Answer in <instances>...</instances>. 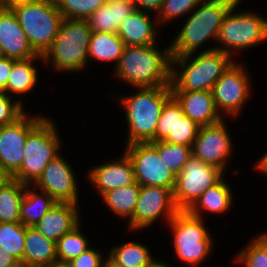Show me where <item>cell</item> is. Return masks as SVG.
<instances>
[{
  "label": "cell",
  "mask_w": 267,
  "mask_h": 267,
  "mask_svg": "<svg viewBox=\"0 0 267 267\" xmlns=\"http://www.w3.org/2000/svg\"><path fill=\"white\" fill-rule=\"evenodd\" d=\"M24 0H0V8H11L17 3H21Z\"/></svg>",
  "instance_id": "f6af8a7d"
},
{
  "label": "cell",
  "mask_w": 267,
  "mask_h": 267,
  "mask_svg": "<svg viewBox=\"0 0 267 267\" xmlns=\"http://www.w3.org/2000/svg\"><path fill=\"white\" fill-rule=\"evenodd\" d=\"M12 97L0 92V127L16 122L26 113L23 103L15 101Z\"/></svg>",
  "instance_id": "f35d334b"
},
{
  "label": "cell",
  "mask_w": 267,
  "mask_h": 267,
  "mask_svg": "<svg viewBox=\"0 0 267 267\" xmlns=\"http://www.w3.org/2000/svg\"><path fill=\"white\" fill-rule=\"evenodd\" d=\"M104 260L103 267H124L114 262L109 256Z\"/></svg>",
  "instance_id": "7dc6e473"
},
{
  "label": "cell",
  "mask_w": 267,
  "mask_h": 267,
  "mask_svg": "<svg viewBox=\"0 0 267 267\" xmlns=\"http://www.w3.org/2000/svg\"><path fill=\"white\" fill-rule=\"evenodd\" d=\"M179 211L174 202L172 189L141 186L133 217L128 220L129 230L138 231L151 227L162 216L169 223Z\"/></svg>",
  "instance_id": "4fadbf2b"
},
{
  "label": "cell",
  "mask_w": 267,
  "mask_h": 267,
  "mask_svg": "<svg viewBox=\"0 0 267 267\" xmlns=\"http://www.w3.org/2000/svg\"><path fill=\"white\" fill-rule=\"evenodd\" d=\"M78 204L56 202L53 207L33 226L46 238L57 242L80 224Z\"/></svg>",
  "instance_id": "d6986e66"
},
{
  "label": "cell",
  "mask_w": 267,
  "mask_h": 267,
  "mask_svg": "<svg viewBox=\"0 0 267 267\" xmlns=\"http://www.w3.org/2000/svg\"><path fill=\"white\" fill-rule=\"evenodd\" d=\"M141 185L136 181L106 192L102 199L107 207L121 218L130 220L133 217Z\"/></svg>",
  "instance_id": "83f0119b"
},
{
  "label": "cell",
  "mask_w": 267,
  "mask_h": 267,
  "mask_svg": "<svg viewBox=\"0 0 267 267\" xmlns=\"http://www.w3.org/2000/svg\"><path fill=\"white\" fill-rule=\"evenodd\" d=\"M61 141L52 120L46 117L28 134L20 169L11 177L32 185L59 153Z\"/></svg>",
  "instance_id": "52a82bcc"
},
{
  "label": "cell",
  "mask_w": 267,
  "mask_h": 267,
  "mask_svg": "<svg viewBox=\"0 0 267 267\" xmlns=\"http://www.w3.org/2000/svg\"><path fill=\"white\" fill-rule=\"evenodd\" d=\"M46 116L25 113L16 122L0 127V164L10 178L20 169L28 134Z\"/></svg>",
  "instance_id": "5bb4252c"
},
{
  "label": "cell",
  "mask_w": 267,
  "mask_h": 267,
  "mask_svg": "<svg viewBox=\"0 0 267 267\" xmlns=\"http://www.w3.org/2000/svg\"><path fill=\"white\" fill-rule=\"evenodd\" d=\"M151 267H170V265H168L166 262L164 263L162 260H158Z\"/></svg>",
  "instance_id": "681fc988"
},
{
  "label": "cell",
  "mask_w": 267,
  "mask_h": 267,
  "mask_svg": "<svg viewBox=\"0 0 267 267\" xmlns=\"http://www.w3.org/2000/svg\"><path fill=\"white\" fill-rule=\"evenodd\" d=\"M15 59L4 57L0 59V92L6 89Z\"/></svg>",
  "instance_id": "60d3db41"
},
{
  "label": "cell",
  "mask_w": 267,
  "mask_h": 267,
  "mask_svg": "<svg viewBox=\"0 0 267 267\" xmlns=\"http://www.w3.org/2000/svg\"><path fill=\"white\" fill-rule=\"evenodd\" d=\"M164 0H133L136 9L149 12H158Z\"/></svg>",
  "instance_id": "b9f144b4"
},
{
  "label": "cell",
  "mask_w": 267,
  "mask_h": 267,
  "mask_svg": "<svg viewBox=\"0 0 267 267\" xmlns=\"http://www.w3.org/2000/svg\"><path fill=\"white\" fill-rule=\"evenodd\" d=\"M4 57H5V55H4V52H3L2 47L0 45V59L4 58Z\"/></svg>",
  "instance_id": "f907efd6"
},
{
  "label": "cell",
  "mask_w": 267,
  "mask_h": 267,
  "mask_svg": "<svg viewBox=\"0 0 267 267\" xmlns=\"http://www.w3.org/2000/svg\"><path fill=\"white\" fill-rule=\"evenodd\" d=\"M223 176V170L192 155L176 176L173 190L175 205L179 210H188L206 189L218 183Z\"/></svg>",
  "instance_id": "30bf717a"
},
{
  "label": "cell",
  "mask_w": 267,
  "mask_h": 267,
  "mask_svg": "<svg viewBox=\"0 0 267 267\" xmlns=\"http://www.w3.org/2000/svg\"><path fill=\"white\" fill-rule=\"evenodd\" d=\"M124 47L125 44L117 33L94 32L89 43L88 60L94 58L101 62L114 61L116 68Z\"/></svg>",
  "instance_id": "4316f807"
},
{
  "label": "cell",
  "mask_w": 267,
  "mask_h": 267,
  "mask_svg": "<svg viewBox=\"0 0 267 267\" xmlns=\"http://www.w3.org/2000/svg\"><path fill=\"white\" fill-rule=\"evenodd\" d=\"M150 250L139 242H127L112 247L108 256L124 267H151L156 261Z\"/></svg>",
  "instance_id": "f546056e"
},
{
  "label": "cell",
  "mask_w": 267,
  "mask_h": 267,
  "mask_svg": "<svg viewBox=\"0 0 267 267\" xmlns=\"http://www.w3.org/2000/svg\"><path fill=\"white\" fill-rule=\"evenodd\" d=\"M91 29L87 20L62 19L52 46L43 55V63H50L61 72L84 69L88 64Z\"/></svg>",
  "instance_id": "5b68a950"
},
{
  "label": "cell",
  "mask_w": 267,
  "mask_h": 267,
  "mask_svg": "<svg viewBox=\"0 0 267 267\" xmlns=\"http://www.w3.org/2000/svg\"><path fill=\"white\" fill-rule=\"evenodd\" d=\"M159 152L162 161L177 176L192 156V147L164 141L150 142Z\"/></svg>",
  "instance_id": "d6a6232c"
},
{
  "label": "cell",
  "mask_w": 267,
  "mask_h": 267,
  "mask_svg": "<svg viewBox=\"0 0 267 267\" xmlns=\"http://www.w3.org/2000/svg\"><path fill=\"white\" fill-rule=\"evenodd\" d=\"M35 60L44 61L43 56L39 54L33 58L16 60L13 63L6 89L3 92L12 96V93L24 95L31 91L38 81L37 69L32 65Z\"/></svg>",
  "instance_id": "484cf974"
},
{
  "label": "cell",
  "mask_w": 267,
  "mask_h": 267,
  "mask_svg": "<svg viewBox=\"0 0 267 267\" xmlns=\"http://www.w3.org/2000/svg\"><path fill=\"white\" fill-rule=\"evenodd\" d=\"M76 179L70 164L58 154L32 185L47 192L57 202L77 204L79 201Z\"/></svg>",
  "instance_id": "2e32d148"
},
{
  "label": "cell",
  "mask_w": 267,
  "mask_h": 267,
  "mask_svg": "<svg viewBox=\"0 0 267 267\" xmlns=\"http://www.w3.org/2000/svg\"><path fill=\"white\" fill-rule=\"evenodd\" d=\"M192 55L172 57L171 92L212 91L215 82L235 62L231 55L215 47ZM174 65L179 66L180 72Z\"/></svg>",
  "instance_id": "7a4b0ae2"
},
{
  "label": "cell",
  "mask_w": 267,
  "mask_h": 267,
  "mask_svg": "<svg viewBox=\"0 0 267 267\" xmlns=\"http://www.w3.org/2000/svg\"><path fill=\"white\" fill-rule=\"evenodd\" d=\"M202 0H164L160 10L157 12L156 23L162 24L166 21H172L174 18L191 13Z\"/></svg>",
  "instance_id": "8d00e7d4"
},
{
  "label": "cell",
  "mask_w": 267,
  "mask_h": 267,
  "mask_svg": "<svg viewBox=\"0 0 267 267\" xmlns=\"http://www.w3.org/2000/svg\"><path fill=\"white\" fill-rule=\"evenodd\" d=\"M185 116L181 105L171 96L164 104L155 131L154 142L164 141L173 133L177 121Z\"/></svg>",
  "instance_id": "836d02e7"
},
{
  "label": "cell",
  "mask_w": 267,
  "mask_h": 267,
  "mask_svg": "<svg viewBox=\"0 0 267 267\" xmlns=\"http://www.w3.org/2000/svg\"><path fill=\"white\" fill-rule=\"evenodd\" d=\"M173 231L175 255L187 265H199L209 256L213 238L202 218L180 210L168 223Z\"/></svg>",
  "instance_id": "ba28073f"
},
{
  "label": "cell",
  "mask_w": 267,
  "mask_h": 267,
  "mask_svg": "<svg viewBox=\"0 0 267 267\" xmlns=\"http://www.w3.org/2000/svg\"><path fill=\"white\" fill-rule=\"evenodd\" d=\"M147 11L136 10L127 16L117 31L125 46H148L157 44L156 28Z\"/></svg>",
  "instance_id": "44dd1931"
},
{
  "label": "cell",
  "mask_w": 267,
  "mask_h": 267,
  "mask_svg": "<svg viewBox=\"0 0 267 267\" xmlns=\"http://www.w3.org/2000/svg\"><path fill=\"white\" fill-rule=\"evenodd\" d=\"M26 185L10 178L0 186V223L20 222V204Z\"/></svg>",
  "instance_id": "f1b7e54d"
},
{
  "label": "cell",
  "mask_w": 267,
  "mask_h": 267,
  "mask_svg": "<svg viewBox=\"0 0 267 267\" xmlns=\"http://www.w3.org/2000/svg\"><path fill=\"white\" fill-rule=\"evenodd\" d=\"M107 0H55L58 10L65 19L87 20Z\"/></svg>",
  "instance_id": "e575fe53"
},
{
  "label": "cell",
  "mask_w": 267,
  "mask_h": 267,
  "mask_svg": "<svg viewBox=\"0 0 267 267\" xmlns=\"http://www.w3.org/2000/svg\"><path fill=\"white\" fill-rule=\"evenodd\" d=\"M88 178L101 197L110 190L135 182L133 164L125 152L115 161L94 166Z\"/></svg>",
  "instance_id": "ac0fdd59"
},
{
  "label": "cell",
  "mask_w": 267,
  "mask_h": 267,
  "mask_svg": "<svg viewBox=\"0 0 267 267\" xmlns=\"http://www.w3.org/2000/svg\"><path fill=\"white\" fill-rule=\"evenodd\" d=\"M255 168L267 176V152L256 163Z\"/></svg>",
  "instance_id": "ee69618b"
},
{
  "label": "cell",
  "mask_w": 267,
  "mask_h": 267,
  "mask_svg": "<svg viewBox=\"0 0 267 267\" xmlns=\"http://www.w3.org/2000/svg\"><path fill=\"white\" fill-rule=\"evenodd\" d=\"M262 235L267 239V232H263Z\"/></svg>",
  "instance_id": "f5cc1de1"
},
{
  "label": "cell",
  "mask_w": 267,
  "mask_h": 267,
  "mask_svg": "<svg viewBox=\"0 0 267 267\" xmlns=\"http://www.w3.org/2000/svg\"><path fill=\"white\" fill-rule=\"evenodd\" d=\"M33 50L44 55L62 22L55 0H26L11 7Z\"/></svg>",
  "instance_id": "8992f818"
},
{
  "label": "cell",
  "mask_w": 267,
  "mask_h": 267,
  "mask_svg": "<svg viewBox=\"0 0 267 267\" xmlns=\"http://www.w3.org/2000/svg\"><path fill=\"white\" fill-rule=\"evenodd\" d=\"M26 227L21 222L0 223V248L13 255L20 263L23 259Z\"/></svg>",
  "instance_id": "4dcf8cb0"
},
{
  "label": "cell",
  "mask_w": 267,
  "mask_h": 267,
  "mask_svg": "<svg viewBox=\"0 0 267 267\" xmlns=\"http://www.w3.org/2000/svg\"><path fill=\"white\" fill-rule=\"evenodd\" d=\"M17 267H36V266H31V265H26V264L20 263Z\"/></svg>",
  "instance_id": "816d5d0a"
},
{
  "label": "cell",
  "mask_w": 267,
  "mask_h": 267,
  "mask_svg": "<svg viewBox=\"0 0 267 267\" xmlns=\"http://www.w3.org/2000/svg\"><path fill=\"white\" fill-rule=\"evenodd\" d=\"M136 10L133 0H107L87 21L92 33H117L121 22Z\"/></svg>",
  "instance_id": "7402d4cb"
},
{
  "label": "cell",
  "mask_w": 267,
  "mask_h": 267,
  "mask_svg": "<svg viewBox=\"0 0 267 267\" xmlns=\"http://www.w3.org/2000/svg\"><path fill=\"white\" fill-rule=\"evenodd\" d=\"M240 2L230 8L220 27L217 41L223 47L215 46V49L231 56L234 52L267 41V19L246 10L234 13Z\"/></svg>",
  "instance_id": "9c48e42d"
},
{
  "label": "cell",
  "mask_w": 267,
  "mask_h": 267,
  "mask_svg": "<svg viewBox=\"0 0 267 267\" xmlns=\"http://www.w3.org/2000/svg\"><path fill=\"white\" fill-rule=\"evenodd\" d=\"M0 45L5 57L11 59H29L38 55L11 8H0Z\"/></svg>",
  "instance_id": "e0dca14e"
},
{
  "label": "cell",
  "mask_w": 267,
  "mask_h": 267,
  "mask_svg": "<svg viewBox=\"0 0 267 267\" xmlns=\"http://www.w3.org/2000/svg\"><path fill=\"white\" fill-rule=\"evenodd\" d=\"M80 228L79 224L72 231L65 233L58 239L56 242L57 260L70 262L91 247Z\"/></svg>",
  "instance_id": "1f68e13d"
},
{
  "label": "cell",
  "mask_w": 267,
  "mask_h": 267,
  "mask_svg": "<svg viewBox=\"0 0 267 267\" xmlns=\"http://www.w3.org/2000/svg\"><path fill=\"white\" fill-rule=\"evenodd\" d=\"M244 66L236 61L215 82L212 88L214 103L222 117H232L241 113L242 107L250 98V79ZM225 113L224 115H222Z\"/></svg>",
  "instance_id": "7c38bea8"
},
{
  "label": "cell",
  "mask_w": 267,
  "mask_h": 267,
  "mask_svg": "<svg viewBox=\"0 0 267 267\" xmlns=\"http://www.w3.org/2000/svg\"><path fill=\"white\" fill-rule=\"evenodd\" d=\"M156 46H125L115 76L135 89L171 85L170 46L163 51Z\"/></svg>",
  "instance_id": "6da1fadb"
},
{
  "label": "cell",
  "mask_w": 267,
  "mask_h": 267,
  "mask_svg": "<svg viewBox=\"0 0 267 267\" xmlns=\"http://www.w3.org/2000/svg\"><path fill=\"white\" fill-rule=\"evenodd\" d=\"M39 191L36 192L33 185L25 187L20 204V222L25 227H33L57 202L47 192Z\"/></svg>",
  "instance_id": "d4e9b609"
},
{
  "label": "cell",
  "mask_w": 267,
  "mask_h": 267,
  "mask_svg": "<svg viewBox=\"0 0 267 267\" xmlns=\"http://www.w3.org/2000/svg\"><path fill=\"white\" fill-rule=\"evenodd\" d=\"M45 267H72L69 262L61 261V260H55L50 265Z\"/></svg>",
  "instance_id": "bcb514c9"
},
{
  "label": "cell",
  "mask_w": 267,
  "mask_h": 267,
  "mask_svg": "<svg viewBox=\"0 0 267 267\" xmlns=\"http://www.w3.org/2000/svg\"><path fill=\"white\" fill-rule=\"evenodd\" d=\"M126 146L124 152L133 164L137 183L141 186H158L174 190L176 175L162 161L158 150L150 142Z\"/></svg>",
  "instance_id": "8fae6325"
},
{
  "label": "cell",
  "mask_w": 267,
  "mask_h": 267,
  "mask_svg": "<svg viewBox=\"0 0 267 267\" xmlns=\"http://www.w3.org/2000/svg\"><path fill=\"white\" fill-rule=\"evenodd\" d=\"M199 129L200 126L196 122L184 116L182 120L177 121L173 133H170L164 142L192 147Z\"/></svg>",
  "instance_id": "74e56055"
},
{
  "label": "cell",
  "mask_w": 267,
  "mask_h": 267,
  "mask_svg": "<svg viewBox=\"0 0 267 267\" xmlns=\"http://www.w3.org/2000/svg\"><path fill=\"white\" fill-rule=\"evenodd\" d=\"M102 256L101 252L89 247L69 263L72 267H103L105 258Z\"/></svg>",
  "instance_id": "ab89813d"
},
{
  "label": "cell",
  "mask_w": 267,
  "mask_h": 267,
  "mask_svg": "<svg viewBox=\"0 0 267 267\" xmlns=\"http://www.w3.org/2000/svg\"><path fill=\"white\" fill-rule=\"evenodd\" d=\"M248 244L240 250L235 261L244 267H267V239L259 234Z\"/></svg>",
  "instance_id": "d590c367"
},
{
  "label": "cell",
  "mask_w": 267,
  "mask_h": 267,
  "mask_svg": "<svg viewBox=\"0 0 267 267\" xmlns=\"http://www.w3.org/2000/svg\"><path fill=\"white\" fill-rule=\"evenodd\" d=\"M55 260L56 242L46 238L34 227H26L22 264L45 267Z\"/></svg>",
  "instance_id": "603a6c76"
},
{
  "label": "cell",
  "mask_w": 267,
  "mask_h": 267,
  "mask_svg": "<svg viewBox=\"0 0 267 267\" xmlns=\"http://www.w3.org/2000/svg\"><path fill=\"white\" fill-rule=\"evenodd\" d=\"M171 93L181 105L185 116L199 126L215 124L223 119L216 109L211 91Z\"/></svg>",
  "instance_id": "ffe728a7"
},
{
  "label": "cell",
  "mask_w": 267,
  "mask_h": 267,
  "mask_svg": "<svg viewBox=\"0 0 267 267\" xmlns=\"http://www.w3.org/2000/svg\"><path fill=\"white\" fill-rule=\"evenodd\" d=\"M232 189L222 178L218 183L206 189L195 203L187 210L191 215L201 217V210L212 214L227 212L233 204Z\"/></svg>",
  "instance_id": "cb8c5ba5"
},
{
  "label": "cell",
  "mask_w": 267,
  "mask_h": 267,
  "mask_svg": "<svg viewBox=\"0 0 267 267\" xmlns=\"http://www.w3.org/2000/svg\"><path fill=\"white\" fill-rule=\"evenodd\" d=\"M239 0H202L190 13L183 28L170 45L171 57L183 56L196 50L208 39L217 41L220 27L230 10Z\"/></svg>",
  "instance_id": "3957f363"
},
{
  "label": "cell",
  "mask_w": 267,
  "mask_h": 267,
  "mask_svg": "<svg viewBox=\"0 0 267 267\" xmlns=\"http://www.w3.org/2000/svg\"><path fill=\"white\" fill-rule=\"evenodd\" d=\"M8 179H10V176L2 169L0 164V186L3 185Z\"/></svg>",
  "instance_id": "c3c4849f"
},
{
  "label": "cell",
  "mask_w": 267,
  "mask_h": 267,
  "mask_svg": "<svg viewBox=\"0 0 267 267\" xmlns=\"http://www.w3.org/2000/svg\"><path fill=\"white\" fill-rule=\"evenodd\" d=\"M137 92L119 98L128 124L127 144L154 142L161 110L172 96L171 86L137 87Z\"/></svg>",
  "instance_id": "277c9868"
},
{
  "label": "cell",
  "mask_w": 267,
  "mask_h": 267,
  "mask_svg": "<svg viewBox=\"0 0 267 267\" xmlns=\"http://www.w3.org/2000/svg\"><path fill=\"white\" fill-rule=\"evenodd\" d=\"M230 139L224 118L215 124L200 126L192 146V155L224 171L233 150Z\"/></svg>",
  "instance_id": "9a60e30c"
},
{
  "label": "cell",
  "mask_w": 267,
  "mask_h": 267,
  "mask_svg": "<svg viewBox=\"0 0 267 267\" xmlns=\"http://www.w3.org/2000/svg\"><path fill=\"white\" fill-rule=\"evenodd\" d=\"M20 262L10 253L0 248V267H17Z\"/></svg>",
  "instance_id": "7bdbcfd3"
}]
</instances>
